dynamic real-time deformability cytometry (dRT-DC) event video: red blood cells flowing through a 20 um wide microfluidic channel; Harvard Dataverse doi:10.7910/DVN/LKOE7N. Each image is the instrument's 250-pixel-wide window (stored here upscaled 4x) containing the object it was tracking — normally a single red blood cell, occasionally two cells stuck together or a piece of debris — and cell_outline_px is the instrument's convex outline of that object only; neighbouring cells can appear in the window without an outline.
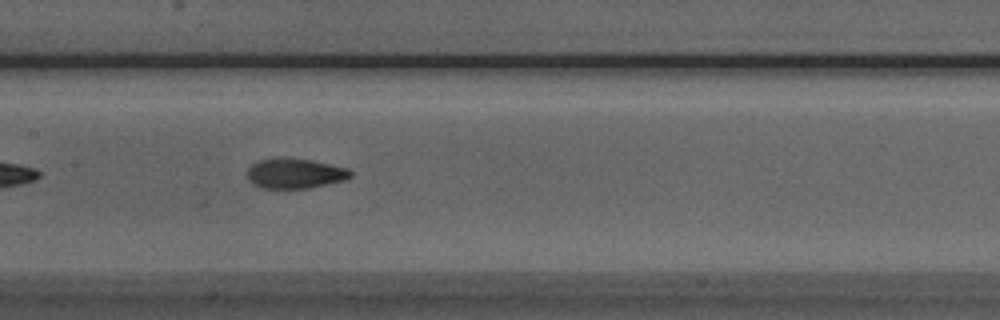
{"species": "Egyptian fruit bat (a non-hibernating species)", "species_latin": "Rousettus aegyptiacus", "temperature_condition": "room temperature", "stored_images_in_passage": 36, "camera_frame_rate_fps": 3000, "um_per_image_px": 0.085, "animal": {"sex": "male"}, "frame": {"image": 1, "passage_image": 9, "time_ms": 2.667, "image_size_px": [1000, 320], "cell_outline_px": [[352, 176], [344, 180], [308, 188], [260, 188], [252, 184], [248, 180], [248, 168], [252, 164], [260, 160], [312, 160], [348, 168], [352, 172]], "centroid_in_image_um": [25.09, 14.78], "position_along_channel_um": 182.3, "area_um2": 17.51}}
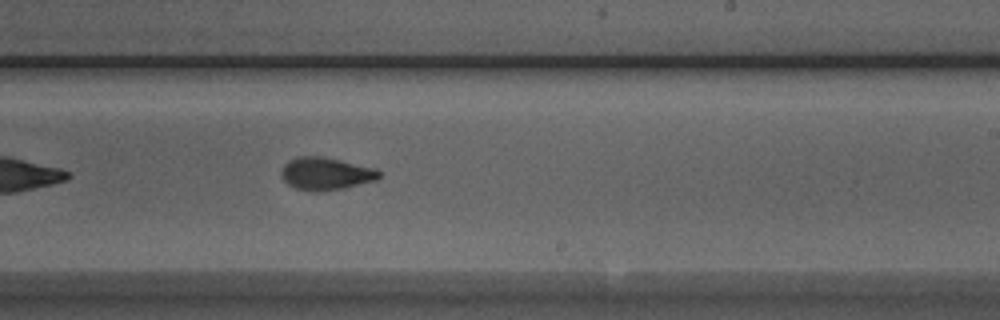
{"frame": {"image": 2, "passage_image": 15, "time_ms": 4.667, "image_size_px": [1000, 320], "cell_outline_px": [[380, 176], [376, 180], [344, 188], [296, 188], [288, 184], [280, 176], [280, 172], [284, 164], [288, 160], [300, 156], [320, 156], [340, 160], [376, 168], [380, 172]], "centroid_in_image_um": [27.7, 14.7], "position_along_channel_um": 261.3, "area_um2": 17.86}}
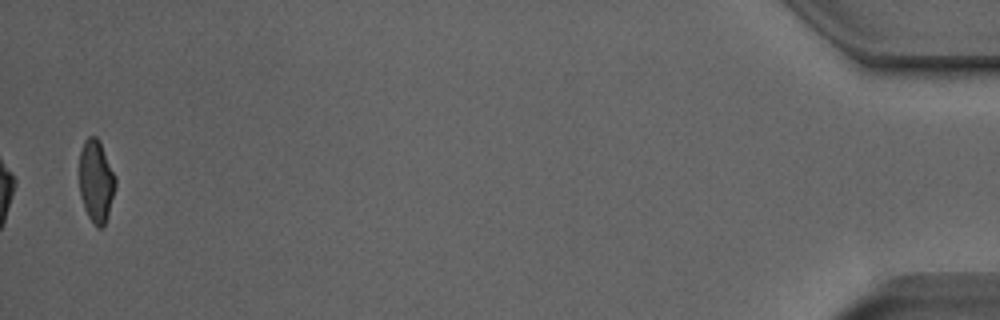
{"frame": {"image": 3, "passage_image": 35, "time_ms": 11.333, "image_size_px": [1000, 320], "cell_outline_px": [[116, 184], [108, 212], [104, 224], [100, 228], [96, 228], [92, 224], [84, 208], [80, 196], [80, 152], [84, 140], [88, 136], [96, 136], [100, 140], [116, 176]], "centroid_in_image_um": [8.17, 15.37], "position_along_channel_um": 427.0, "area_um2": 17.4}}